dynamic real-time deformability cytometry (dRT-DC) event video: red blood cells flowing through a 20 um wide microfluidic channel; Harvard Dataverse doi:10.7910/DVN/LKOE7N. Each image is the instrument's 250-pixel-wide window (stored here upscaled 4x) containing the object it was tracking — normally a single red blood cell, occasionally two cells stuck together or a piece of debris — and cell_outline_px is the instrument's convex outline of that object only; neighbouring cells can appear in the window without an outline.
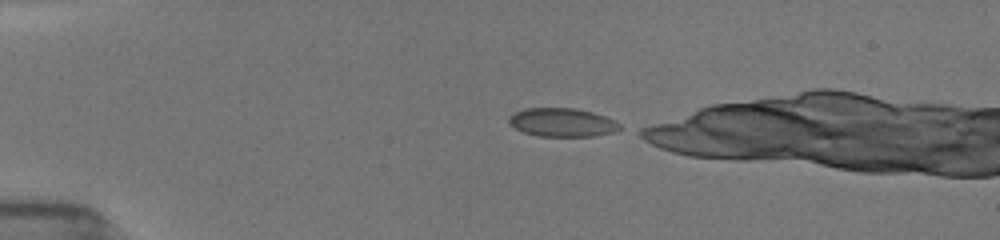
{"species": "common noctule bat (a hibernating species)", "species_latin": "Nyctalus noctula", "temperature_condition": "room temperature", "stored_images_in_passage": 5, "camera_frame_rate_fps": 3000, "um_per_image_px": 0.085, "animal": {"sex": "female", "body_mass_g": 19.5, "forearm_length_mm": 54.1}, "frame": {"image": 1, "passage_image": 1, "time_ms": 0.0, "image_size_px": [1000, 240], "cell_outline_px": [[620, 128], [612, 132], [592, 136], [540, 136], [524, 132], [508, 124], [508, 116], [512, 112], [524, 108], [576, 108], [592, 112], [604, 116], [620, 124]], "centroid_in_image_um": [47.71, 10.39], "position_along_channel_um": 37.3, "area_um2": 18.38}}
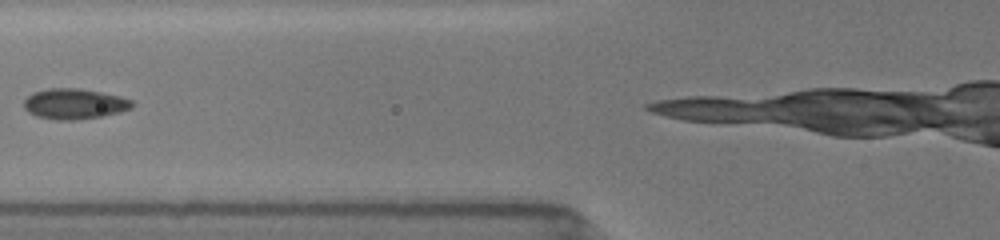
{"frame": {"image": 2, "passage_image": 4, "time_ms": 3.333, "image_size_px": [1000, 240], "cell_outline_px": [[136, 104], [132, 108], [120, 112], [104, 116], [76, 120], [56, 120], [36, 116], [28, 112], [24, 108], [24, 100], [32, 92], [48, 88], [80, 88], [120, 96], [132, 100]], "centroid_in_image_um": [6.34, 8.83], "position_along_channel_um": 119.5, "area_um2": 19.48}}